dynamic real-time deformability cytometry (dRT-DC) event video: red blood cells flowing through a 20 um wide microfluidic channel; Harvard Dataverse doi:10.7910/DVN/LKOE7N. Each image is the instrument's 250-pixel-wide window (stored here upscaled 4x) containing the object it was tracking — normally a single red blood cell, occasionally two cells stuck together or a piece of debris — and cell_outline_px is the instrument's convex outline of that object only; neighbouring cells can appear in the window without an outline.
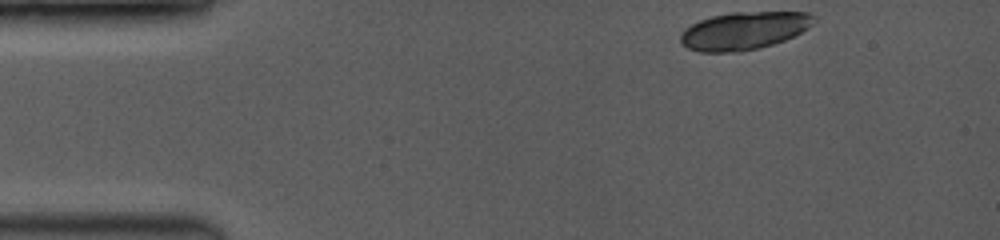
{"species": "common noctule bat (a hibernating species)", "species_latin": "Nyctalus noctula", "temperature_condition": "room temperature", "stored_images_in_passage": 8, "camera_frame_rate_fps": 3500, "um_per_image_px": 0.085, "animal": {"sex": "female", "body_mass_g": 19.0, "forearm_length_mm": 53.3}, "frame": {"image": 1, "passage_image": 1, "time_ms": 0.0, "image_size_px": [1000, 240], "cell_outline_px": [[816, 20], [808, 28], [784, 40], [760, 48], [740, 52], [700, 52], [688, 48], [680, 40], [680, 32], [692, 24], [700, 20], [712, 16], [732, 12], [808, 12], [816, 16]], "centroid_in_image_um": [63.24, 2.61], "position_along_channel_um": 21.8, "area_um2": 29.36}}